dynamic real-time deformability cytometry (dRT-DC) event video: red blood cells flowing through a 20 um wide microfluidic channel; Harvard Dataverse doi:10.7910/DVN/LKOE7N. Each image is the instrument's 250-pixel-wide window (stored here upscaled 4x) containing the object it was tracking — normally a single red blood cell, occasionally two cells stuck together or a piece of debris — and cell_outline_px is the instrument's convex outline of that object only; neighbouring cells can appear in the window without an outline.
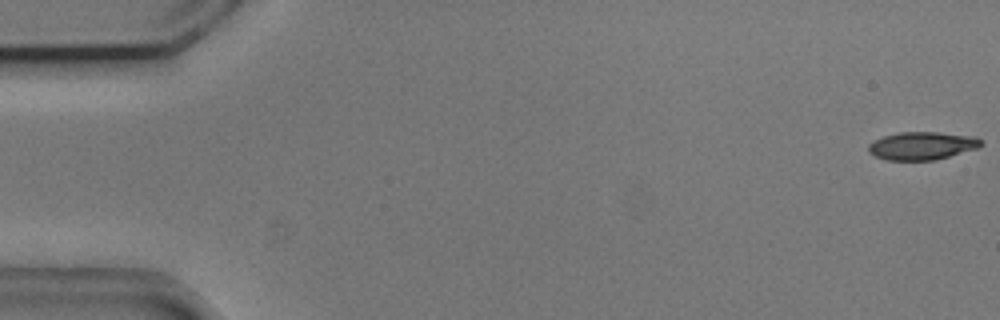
{"species": "common noctule bat (a hibernating species)", "species_latin": "Nyctalus noctula", "temperature_condition": "cold", "stored_images_in_passage": 13, "camera_frame_rate_fps": 3000, "um_per_image_px": 0.085, "animal": {"sex": "male", "body_mass_g": 20.5, "forearm_length_mm": 52.5}, "frame": {"image": 1, "passage_image": 1, "time_ms": 0.0, "image_size_px": [1000, 320], "cell_outline_px": [[984, 144], [976, 148], [948, 156], [932, 160], [888, 160], [876, 156], [868, 152], [868, 144], [872, 140], [884, 136], [900, 132], [940, 132], [976, 136]], "centroid_in_image_um": [78.35, 12.37], "position_along_channel_um": 6.7, "area_um2": 18.26}}